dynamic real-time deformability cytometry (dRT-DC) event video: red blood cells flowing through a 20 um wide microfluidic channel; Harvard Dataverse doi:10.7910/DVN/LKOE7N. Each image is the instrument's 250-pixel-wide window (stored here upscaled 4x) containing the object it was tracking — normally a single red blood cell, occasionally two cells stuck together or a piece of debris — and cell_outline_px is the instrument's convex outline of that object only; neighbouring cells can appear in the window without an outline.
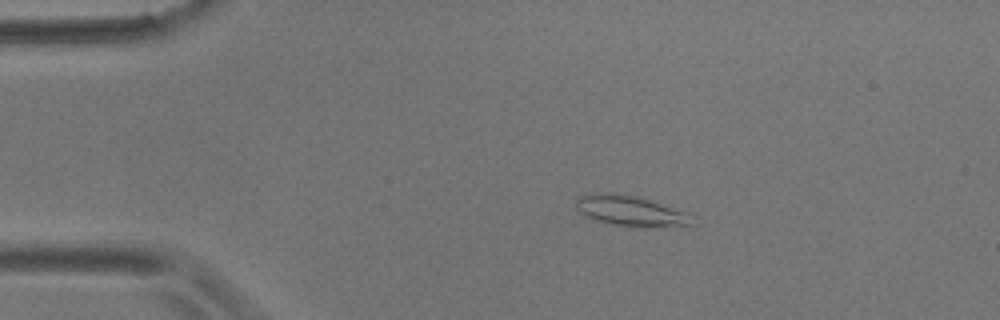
{"species": "common noctule bat (a hibernating species)", "species_latin": "Nyctalus noctula", "temperature_condition": "room temperature", "stored_images_in_passage": 7, "camera_frame_rate_fps": 3000, "um_per_image_px": 0.085, "animal": {"sex": "male", "body_mass_g": 17.9}, "frame": {"image": 1, "passage_image": 3, "time_ms": 2.333, "image_size_px": [1000, 320], "cell_outline_px": [[696, 224], [648, 228], [644, 228], [612, 224], [596, 220], [580, 212], [576, 208], [576, 200], [580, 196], [592, 192], [616, 192], [636, 196], [688, 212]], "centroid_in_image_um": [53.61, 17.92], "position_along_channel_um": 31.4, "area_um2": 20.81}}
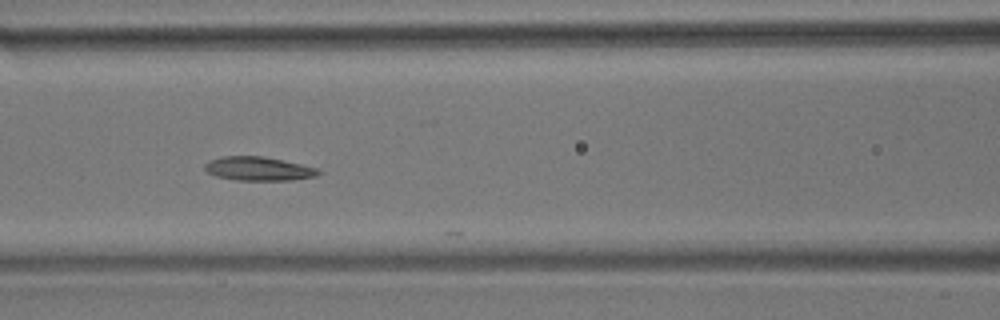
{"frame": {"image": 2, "passage_image": 7, "time_ms": 7.0, "image_size_px": [1000, 320], "cell_outline_px": [[324, 172], [316, 176], [292, 180], [236, 180], [216, 176], [208, 172], [204, 168], [204, 164], [220, 156], [264, 156], [300, 164], [316, 168]], "centroid_in_image_um": [21.98, 14.34], "position_along_channel_um": 144.6, "area_um2": 15.72}}